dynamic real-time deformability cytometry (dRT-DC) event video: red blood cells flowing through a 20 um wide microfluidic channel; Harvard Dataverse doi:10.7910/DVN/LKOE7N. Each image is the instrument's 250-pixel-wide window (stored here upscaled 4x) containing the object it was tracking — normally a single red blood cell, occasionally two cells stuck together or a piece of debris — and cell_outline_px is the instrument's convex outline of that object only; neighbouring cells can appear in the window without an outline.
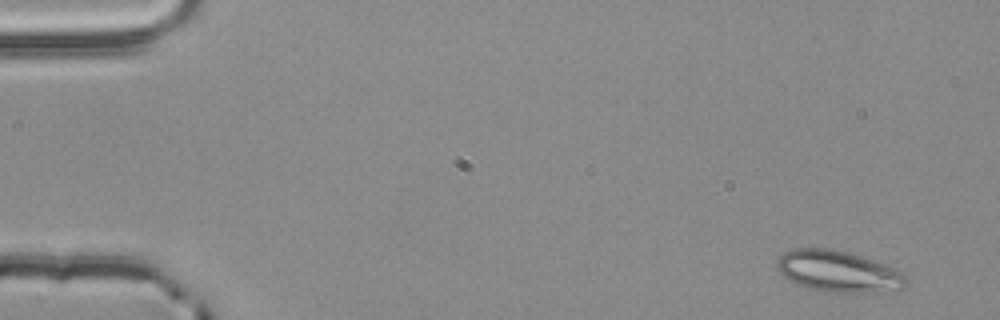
{"species": "common noctule bat (a hibernating species)", "species_latin": "Nyctalus noctula", "temperature_condition": "room temperature", "stored_images_in_passage": 4, "camera_frame_rate_fps": 3000, "um_per_image_px": 0.085, "animal": {"sex": "male", "body_mass_g": 20.4}, "frame": {"image": 1, "passage_image": 1, "time_ms": 0.0, "image_size_px": [1000, 320], "cell_outline_px": [[908, 288], [900, 292], [824, 292], [808, 288], [796, 284], [788, 280], [776, 268], [776, 260], [784, 252], [796, 248], [828, 248], [848, 252], [888, 264], [904, 272], [908, 276]], "centroid_in_image_um": [71.36, 23.09], "position_along_channel_um": 13.6, "area_um2": 32.08}}